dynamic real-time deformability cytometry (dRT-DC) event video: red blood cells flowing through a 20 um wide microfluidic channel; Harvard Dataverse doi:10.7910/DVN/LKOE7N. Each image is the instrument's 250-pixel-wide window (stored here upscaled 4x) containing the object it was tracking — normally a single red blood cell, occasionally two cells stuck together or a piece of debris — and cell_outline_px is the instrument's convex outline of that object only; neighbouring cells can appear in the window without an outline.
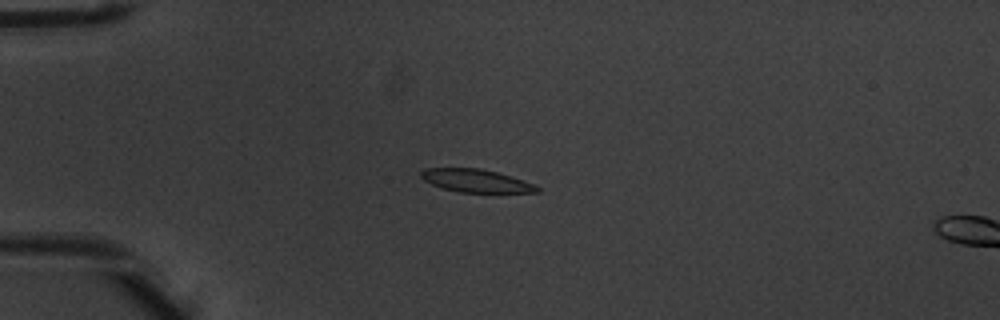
{"species": "common noctule bat (a hibernating species)", "species_latin": "Nyctalus noctula", "temperature_condition": "warm", "stored_images_in_passage": 5, "camera_frame_rate_fps": 3000, "um_per_image_px": 0.085, "animal": {"sex": "male", "body_mass_g": 20.1, "forearm_length_mm": 53.5}, "frame": {"image": 1, "passage_image": 4, "time_ms": 1.0, "image_size_px": [1000, 320], "cell_outline_px": [[540, 192], [460, 192], [444, 188], [432, 184], [424, 180], [420, 176], [420, 172], [424, 168], [480, 168], [496, 172], [536, 184], [540, 188]], "centroid_in_image_um": [40.46, 15.36], "position_along_channel_um": 44.5, "area_um2": 15.37}}